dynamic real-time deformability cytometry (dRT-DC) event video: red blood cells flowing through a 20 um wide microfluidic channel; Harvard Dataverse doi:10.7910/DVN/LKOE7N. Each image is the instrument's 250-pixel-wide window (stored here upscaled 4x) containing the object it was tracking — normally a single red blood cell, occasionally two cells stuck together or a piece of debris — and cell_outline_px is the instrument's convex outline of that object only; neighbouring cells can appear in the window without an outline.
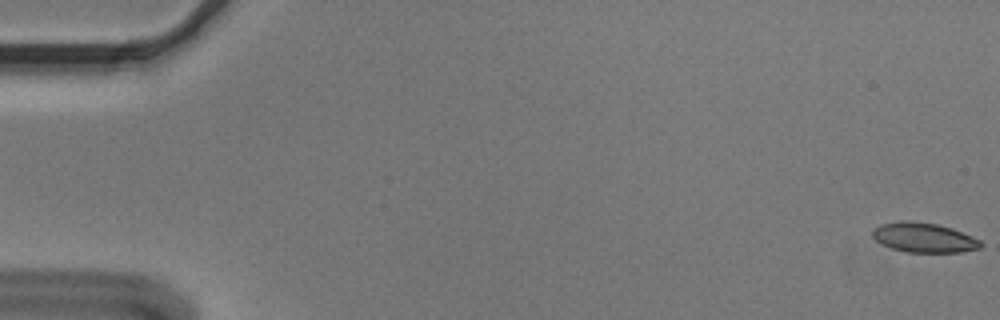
{"species": "Egyptian fruit bat (a non-hibernating species)", "species_latin": "Rousettus aegyptiacus", "temperature_condition": "cold", "stored_images_in_passage": 56, "camera_frame_rate_fps": 3000, "um_per_image_px": 0.085, "animal": {"sex": "male"}, "frame": {"image": 1, "passage_image": 1, "time_ms": 0.0, "image_size_px": [1000, 320], "cell_outline_px": [[984, 244], [980, 248], [960, 252], [904, 252], [892, 248], [876, 240], [872, 236], [872, 228], [880, 224], [900, 220], [908, 220], [936, 224], [952, 228], [972, 236], [980, 240]], "centroid_in_image_um": [78.52, 20.18], "position_along_channel_um": 6.5, "area_um2": 18.79}}
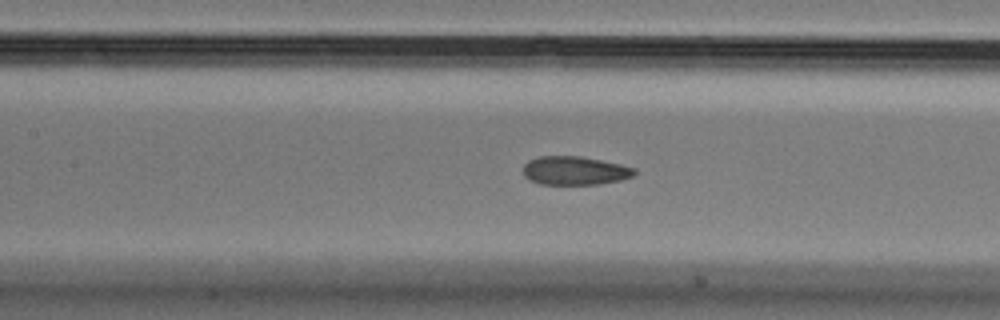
{"frame": {"image": 2, "passage_image": 26, "time_ms": 8.333, "image_size_px": [1000, 320], "cell_outline_px": [[636, 172], [632, 176], [620, 180], [600, 184], [540, 184], [528, 180], [524, 176], [524, 164], [528, 160], [540, 156], [580, 156], [620, 164], [636, 168]], "centroid_in_image_um": [48.84, 14.5], "position_along_channel_um": 158.6, "area_um2": 18.55}}
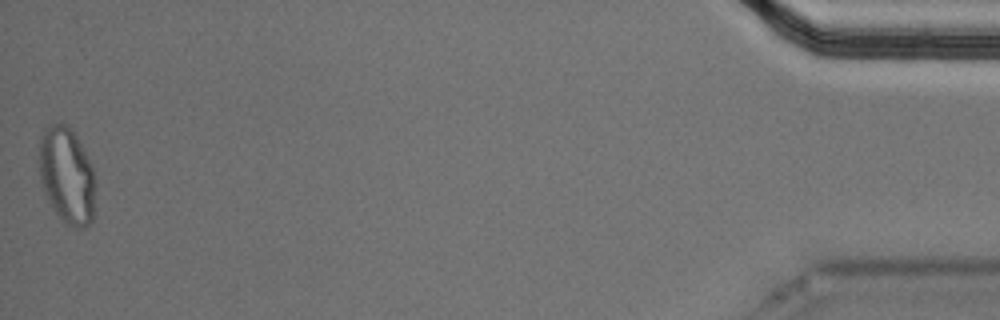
{"frame": {"image": 3, "passage_image": 56, "time_ms": 18.333, "image_size_px": [1000, 320], "cell_outline_px": [[96, 184], [92, 220], [84, 228], [76, 228], [64, 224], [48, 200], [44, 192], [40, 180], [36, 160], [40, 136], [44, 128], [48, 124], [68, 124], [76, 136], [92, 164]], "centroid_in_image_um": [5.65, 14.89], "position_along_channel_um": 429.6, "area_um2": 32.48}, "authors_computed_cell_mechanics": {"area_um2": 19.5364, "velocity_mm_per_s": 3.6155, "shape_relaxation_time_tau1_ms": null, "shape_relaxation_time_tau2_ms": 1.9422, "deformation_change_tau1": null, "deformation_change_tau2": 0.0689}}